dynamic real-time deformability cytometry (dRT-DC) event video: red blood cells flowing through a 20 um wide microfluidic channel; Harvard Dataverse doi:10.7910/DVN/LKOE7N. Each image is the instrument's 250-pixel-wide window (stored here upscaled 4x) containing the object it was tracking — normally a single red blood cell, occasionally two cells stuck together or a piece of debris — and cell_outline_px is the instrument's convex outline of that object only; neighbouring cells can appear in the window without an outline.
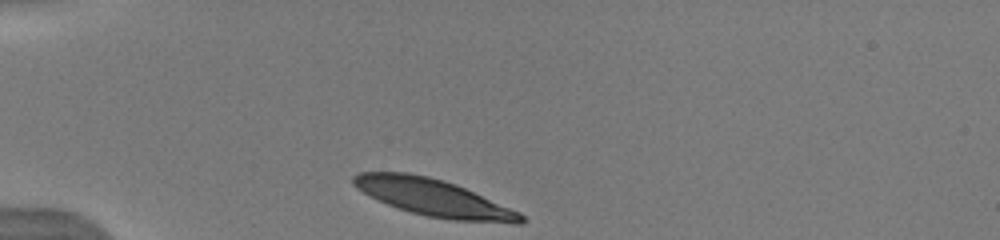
{"species": "human", "species_latin": "Homo sapiens", "temperature_condition": "warm", "stored_images_in_passage": 3, "camera_frame_rate_fps": 3000, "um_per_image_px": 0.085, "donor": {"sex": "male"}, "frame": {"image": 1, "passage_image": 1, "time_ms": 0.0, "image_size_px": [1000, 240], "cell_outline_px": [[528, 220], [524, 224], [512, 224], [452, 220], [428, 216], [412, 212], [388, 204], [356, 188], [352, 184], [352, 176], [360, 172], [408, 172], [428, 176], [444, 180], [456, 184], [520, 212]], "centroid_in_image_um": [36.93, 16.81], "position_along_channel_um": 48.1, "area_um2": 36.13}}